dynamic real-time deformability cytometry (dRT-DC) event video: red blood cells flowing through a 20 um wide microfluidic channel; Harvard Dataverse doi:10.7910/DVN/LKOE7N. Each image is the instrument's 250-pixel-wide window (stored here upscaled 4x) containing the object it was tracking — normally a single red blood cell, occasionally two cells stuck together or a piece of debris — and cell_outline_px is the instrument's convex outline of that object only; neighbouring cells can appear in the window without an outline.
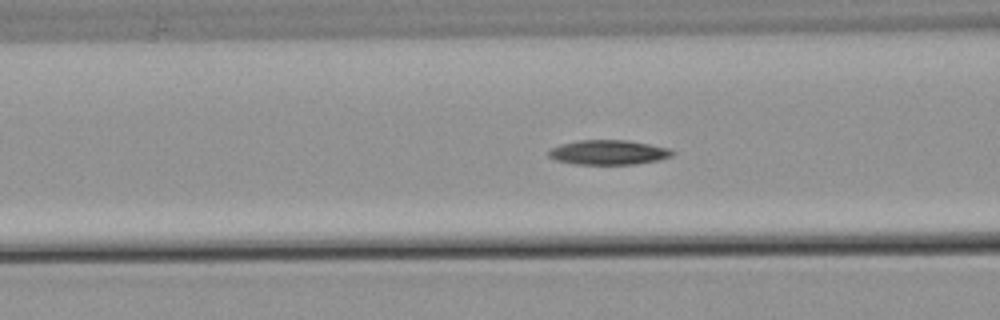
{"species": "common noctule bat (a hibernating species)", "species_latin": "Nyctalus noctula", "temperature_condition": "warm", "stored_images_in_passage": 37, "camera_frame_rate_fps": 3000, "um_per_image_px": 0.085, "animal": {"sex": "male", "body_mass_g": 21.5, "forearm_length_mm": 52.0}, "frame": {"image": 1, "passage_image": 4, "time_ms": 1.0, "image_size_px": [1000, 320], "cell_outline_px": [[676, 152], [672, 156], [656, 160], [636, 164], [572, 164], [556, 160], [548, 156], [548, 152], [552, 148], [560, 144], [580, 140], [628, 140], [668, 148]], "centroid_in_image_um": [51.7, 12.95], "position_along_channel_um": 114.9, "area_um2": 17.69}}
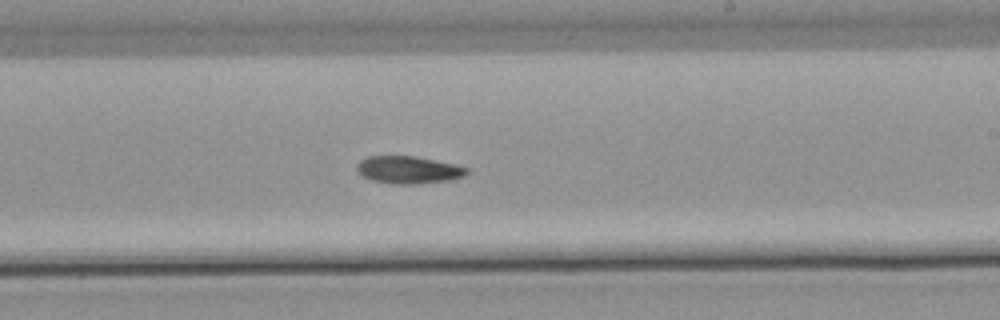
{"frame": {"image": 2, "passage_image": 15, "time_ms": 4.667, "image_size_px": [1000, 320], "cell_outline_px": [[468, 172], [464, 176], [448, 180], [416, 184], [388, 184], [372, 180], [364, 176], [356, 168], [356, 164], [360, 160], [368, 156], [416, 156], [456, 164], [468, 168]], "centroid_in_image_um": [34.72, 14.43], "position_along_channel_um": 254.3, "area_um2": 17.63}}
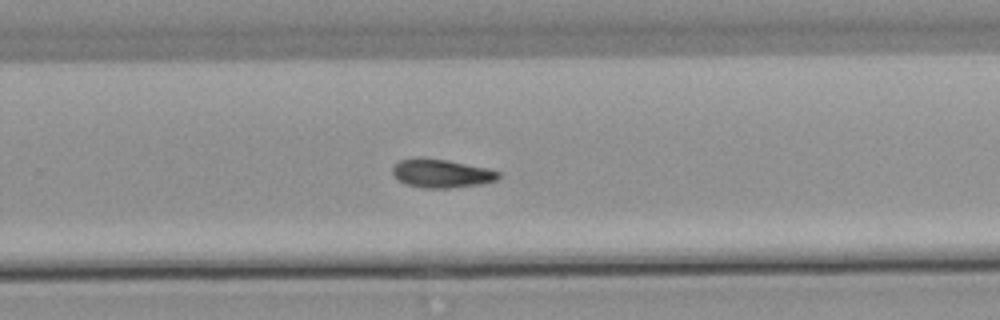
{"frame": {"image": 3, "passage_image": 18, "time_ms": 5.667, "image_size_px": [1000, 320], "cell_outline_px": [[500, 176], [496, 180], [480, 184], [452, 188], [424, 188], [408, 184], [400, 180], [392, 172], [392, 168], [400, 160], [416, 156], [420, 156], [448, 160], [488, 168], [500, 172]], "centroid_in_image_um": [37.53, 14.72], "position_along_channel_um": 292.3, "area_um2": 17.69}}